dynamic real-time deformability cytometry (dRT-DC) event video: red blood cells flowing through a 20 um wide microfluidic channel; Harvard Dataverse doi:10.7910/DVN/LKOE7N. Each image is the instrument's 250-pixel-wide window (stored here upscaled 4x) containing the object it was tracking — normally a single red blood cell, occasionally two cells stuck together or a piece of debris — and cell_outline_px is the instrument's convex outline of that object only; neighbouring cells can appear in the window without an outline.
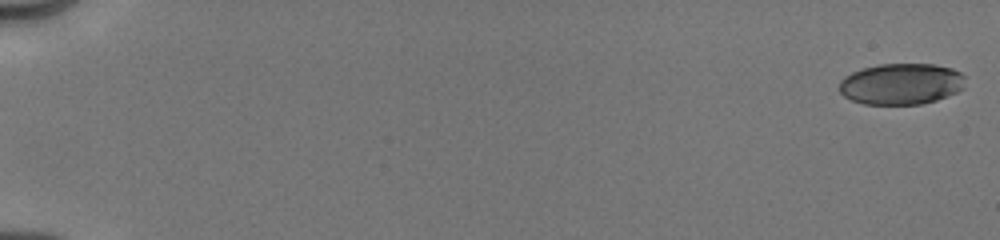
{"species": "human", "species_latin": "Homo sapiens", "temperature_condition": "cold", "stored_images_in_passage": 28, "camera_frame_rate_fps": 3000, "um_per_image_px": 0.085, "donor": {"sex": "male"}, "frame": {"image": 1, "passage_image": 1, "time_ms": 0.0, "image_size_px": [1000, 240], "cell_outline_px": [[964, 88], [948, 96], [936, 100], [920, 104], [864, 104], [852, 100], [844, 96], [836, 88], [840, 80], [844, 76], [852, 72], [864, 68], [880, 64], [932, 64], [952, 68], [960, 72], [964, 76]], "centroid_in_image_um": [76.58, 7.13], "position_along_channel_um": 8.4, "area_um2": 30.4}}
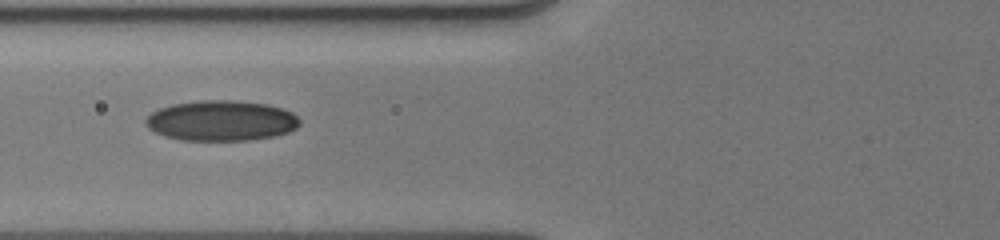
{"frame": {"image": 2, "passage_image": 25, "time_ms": 7.333, "image_size_px": [1000, 240], "cell_outline_px": [[300, 124], [296, 128], [288, 132], [276, 136], [248, 140], [180, 140], [164, 136], [148, 128], [144, 124], [144, 120], [152, 112], [160, 108], [172, 104], [200, 100], [232, 100], [268, 104], [292, 112], [300, 120]], "centroid_in_image_um": [18.79, 10.26], "position_along_channel_um": 107.0, "area_um2": 36.36}}
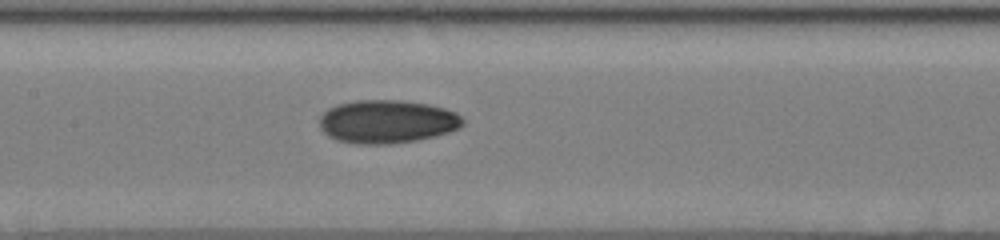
{"frame": {"image": 3, "passage_image": 28, "time_ms": 9.0, "image_size_px": [1000, 240], "cell_outline_px": [[464, 124], [460, 128], [436, 136], [416, 140], [392, 144], [356, 144], [336, 140], [328, 136], [320, 128], [320, 116], [328, 108], [336, 104], [356, 100], [400, 100], [428, 104], [444, 108], [456, 112], [464, 120]], "centroid_in_image_um": [32.89, 10.34], "position_along_channel_um": 174.5, "area_um2": 36.41}}